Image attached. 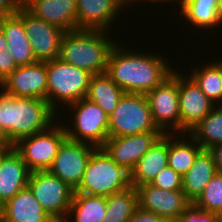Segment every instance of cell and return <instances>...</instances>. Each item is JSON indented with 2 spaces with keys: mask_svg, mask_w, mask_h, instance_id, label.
Instances as JSON below:
<instances>
[{
  "mask_svg": "<svg viewBox=\"0 0 222 222\" xmlns=\"http://www.w3.org/2000/svg\"><path fill=\"white\" fill-rule=\"evenodd\" d=\"M193 204L203 211L222 213V172H216Z\"/></svg>",
  "mask_w": 222,
  "mask_h": 222,
  "instance_id": "cell-31",
  "label": "cell"
},
{
  "mask_svg": "<svg viewBox=\"0 0 222 222\" xmlns=\"http://www.w3.org/2000/svg\"><path fill=\"white\" fill-rule=\"evenodd\" d=\"M107 33L109 32L95 29L64 32L59 58L91 75L105 73L110 53L116 45L114 40L107 37Z\"/></svg>",
  "mask_w": 222,
  "mask_h": 222,
  "instance_id": "cell-3",
  "label": "cell"
},
{
  "mask_svg": "<svg viewBox=\"0 0 222 222\" xmlns=\"http://www.w3.org/2000/svg\"><path fill=\"white\" fill-rule=\"evenodd\" d=\"M0 222H55L27 186L0 206Z\"/></svg>",
  "mask_w": 222,
  "mask_h": 222,
  "instance_id": "cell-19",
  "label": "cell"
},
{
  "mask_svg": "<svg viewBox=\"0 0 222 222\" xmlns=\"http://www.w3.org/2000/svg\"><path fill=\"white\" fill-rule=\"evenodd\" d=\"M13 148V146H4L0 145V164L2 162L3 157Z\"/></svg>",
  "mask_w": 222,
  "mask_h": 222,
  "instance_id": "cell-40",
  "label": "cell"
},
{
  "mask_svg": "<svg viewBox=\"0 0 222 222\" xmlns=\"http://www.w3.org/2000/svg\"><path fill=\"white\" fill-rule=\"evenodd\" d=\"M35 1L37 0H16L18 9H27L29 6H31Z\"/></svg>",
  "mask_w": 222,
  "mask_h": 222,
  "instance_id": "cell-38",
  "label": "cell"
},
{
  "mask_svg": "<svg viewBox=\"0 0 222 222\" xmlns=\"http://www.w3.org/2000/svg\"><path fill=\"white\" fill-rule=\"evenodd\" d=\"M217 170L208 150H202L194 160L192 167L182 176V190L193 203L204 191Z\"/></svg>",
  "mask_w": 222,
  "mask_h": 222,
  "instance_id": "cell-23",
  "label": "cell"
},
{
  "mask_svg": "<svg viewBox=\"0 0 222 222\" xmlns=\"http://www.w3.org/2000/svg\"><path fill=\"white\" fill-rule=\"evenodd\" d=\"M76 2L78 29L109 31V26L113 25L119 11L125 7L120 0H76Z\"/></svg>",
  "mask_w": 222,
  "mask_h": 222,
  "instance_id": "cell-18",
  "label": "cell"
},
{
  "mask_svg": "<svg viewBox=\"0 0 222 222\" xmlns=\"http://www.w3.org/2000/svg\"><path fill=\"white\" fill-rule=\"evenodd\" d=\"M47 62L18 66L0 83V90L14 97L47 100Z\"/></svg>",
  "mask_w": 222,
  "mask_h": 222,
  "instance_id": "cell-13",
  "label": "cell"
},
{
  "mask_svg": "<svg viewBox=\"0 0 222 222\" xmlns=\"http://www.w3.org/2000/svg\"><path fill=\"white\" fill-rule=\"evenodd\" d=\"M219 1V4L222 6V0H218Z\"/></svg>",
  "mask_w": 222,
  "mask_h": 222,
  "instance_id": "cell-44",
  "label": "cell"
},
{
  "mask_svg": "<svg viewBox=\"0 0 222 222\" xmlns=\"http://www.w3.org/2000/svg\"><path fill=\"white\" fill-rule=\"evenodd\" d=\"M124 93L105 72L91 75L86 98L96 103L109 116Z\"/></svg>",
  "mask_w": 222,
  "mask_h": 222,
  "instance_id": "cell-26",
  "label": "cell"
},
{
  "mask_svg": "<svg viewBox=\"0 0 222 222\" xmlns=\"http://www.w3.org/2000/svg\"><path fill=\"white\" fill-rule=\"evenodd\" d=\"M186 135L190 138L175 140L176 135L168 134V166L181 176L192 167L195 158L203 150L197 141L188 134Z\"/></svg>",
  "mask_w": 222,
  "mask_h": 222,
  "instance_id": "cell-27",
  "label": "cell"
},
{
  "mask_svg": "<svg viewBox=\"0 0 222 222\" xmlns=\"http://www.w3.org/2000/svg\"><path fill=\"white\" fill-rule=\"evenodd\" d=\"M164 56L140 54L117 44L113 47L106 73L125 93L147 94L169 77L173 69Z\"/></svg>",
  "mask_w": 222,
  "mask_h": 222,
  "instance_id": "cell-1",
  "label": "cell"
},
{
  "mask_svg": "<svg viewBox=\"0 0 222 222\" xmlns=\"http://www.w3.org/2000/svg\"><path fill=\"white\" fill-rule=\"evenodd\" d=\"M138 207V192L130 186L107 197V213L102 222H129Z\"/></svg>",
  "mask_w": 222,
  "mask_h": 222,
  "instance_id": "cell-30",
  "label": "cell"
},
{
  "mask_svg": "<svg viewBox=\"0 0 222 222\" xmlns=\"http://www.w3.org/2000/svg\"><path fill=\"white\" fill-rule=\"evenodd\" d=\"M136 1H142V0H136ZM146 1H147V0H146ZM148 1H152V3H153V2H154V3H156V2L159 3V2H162V1H163L162 3H164V1L167 2V3H168V1H169V2H170V1H173V2H174V0H148ZM182 1H183V0H179V1H178V2H180L179 6L181 5Z\"/></svg>",
  "mask_w": 222,
  "mask_h": 222,
  "instance_id": "cell-42",
  "label": "cell"
},
{
  "mask_svg": "<svg viewBox=\"0 0 222 222\" xmlns=\"http://www.w3.org/2000/svg\"><path fill=\"white\" fill-rule=\"evenodd\" d=\"M27 10L65 32L78 29L76 0H37Z\"/></svg>",
  "mask_w": 222,
  "mask_h": 222,
  "instance_id": "cell-21",
  "label": "cell"
},
{
  "mask_svg": "<svg viewBox=\"0 0 222 222\" xmlns=\"http://www.w3.org/2000/svg\"><path fill=\"white\" fill-rule=\"evenodd\" d=\"M31 171L12 148L0 164V206L28 186Z\"/></svg>",
  "mask_w": 222,
  "mask_h": 222,
  "instance_id": "cell-20",
  "label": "cell"
},
{
  "mask_svg": "<svg viewBox=\"0 0 222 222\" xmlns=\"http://www.w3.org/2000/svg\"><path fill=\"white\" fill-rule=\"evenodd\" d=\"M146 96L155 126L163 134H174L175 131V134L180 135L178 71L173 70L169 77Z\"/></svg>",
  "mask_w": 222,
  "mask_h": 222,
  "instance_id": "cell-10",
  "label": "cell"
},
{
  "mask_svg": "<svg viewBox=\"0 0 222 222\" xmlns=\"http://www.w3.org/2000/svg\"><path fill=\"white\" fill-rule=\"evenodd\" d=\"M109 137L160 131L153 123L146 94L124 93L108 116Z\"/></svg>",
  "mask_w": 222,
  "mask_h": 222,
  "instance_id": "cell-6",
  "label": "cell"
},
{
  "mask_svg": "<svg viewBox=\"0 0 222 222\" xmlns=\"http://www.w3.org/2000/svg\"><path fill=\"white\" fill-rule=\"evenodd\" d=\"M149 184L163 190H182V176L167 166Z\"/></svg>",
  "mask_w": 222,
  "mask_h": 222,
  "instance_id": "cell-32",
  "label": "cell"
},
{
  "mask_svg": "<svg viewBox=\"0 0 222 222\" xmlns=\"http://www.w3.org/2000/svg\"><path fill=\"white\" fill-rule=\"evenodd\" d=\"M130 186V172L118 165L102 147H97L92 152L81 183L74 192L108 197Z\"/></svg>",
  "mask_w": 222,
  "mask_h": 222,
  "instance_id": "cell-4",
  "label": "cell"
},
{
  "mask_svg": "<svg viewBox=\"0 0 222 222\" xmlns=\"http://www.w3.org/2000/svg\"><path fill=\"white\" fill-rule=\"evenodd\" d=\"M24 27L37 61L47 62L59 58L60 42L65 31L37 18L24 9Z\"/></svg>",
  "mask_w": 222,
  "mask_h": 222,
  "instance_id": "cell-16",
  "label": "cell"
},
{
  "mask_svg": "<svg viewBox=\"0 0 222 222\" xmlns=\"http://www.w3.org/2000/svg\"><path fill=\"white\" fill-rule=\"evenodd\" d=\"M191 71L189 72L191 73L189 74L190 77L205 93L206 97L215 105H222V64L219 61L211 62V64L207 62L202 69L195 67Z\"/></svg>",
  "mask_w": 222,
  "mask_h": 222,
  "instance_id": "cell-29",
  "label": "cell"
},
{
  "mask_svg": "<svg viewBox=\"0 0 222 222\" xmlns=\"http://www.w3.org/2000/svg\"><path fill=\"white\" fill-rule=\"evenodd\" d=\"M139 207L161 218L176 222L192 204L183 190H163L149 183L136 187Z\"/></svg>",
  "mask_w": 222,
  "mask_h": 222,
  "instance_id": "cell-12",
  "label": "cell"
},
{
  "mask_svg": "<svg viewBox=\"0 0 222 222\" xmlns=\"http://www.w3.org/2000/svg\"><path fill=\"white\" fill-rule=\"evenodd\" d=\"M17 64L8 50H0V83L8 77L16 68Z\"/></svg>",
  "mask_w": 222,
  "mask_h": 222,
  "instance_id": "cell-34",
  "label": "cell"
},
{
  "mask_svg": "<svg viewBox=\"0 0 222 222\" xmlns=\"http://www.w3.org/2000/svg\"><path fill=\"white\" fill-rule=\"evenodd\" d=\"M18 11L16 0H0V16L14 14Z\"/></svg>",
  "mask_w": 222,
  "mask_h": 222,
  "instance_id": "cell-37",
  "label": "cell"
},
{
  "mask_svg": "<svg viewBox=\"0 0 222 222\" xmlns=\"http://www.w3.org/2000/svg\"><path fill=\"white\" fill-rule=\"evenodd\" d=\"M96 148L94 145L67 138L48 171L75 190L81 183L87 162Z\"/></svg>",
  "mask_w": 222,
  "mask_h": 222,
  "instance_id": "cell-11",
  "label": "cell"
},
{
  "mask_svg": "<svg viewBox=\"0 0 222 222\" xmlns=\"http://www.w3.org/2000/svg\"><path fill=\"white\" fill-rule=\"evenodd\" d=\"M162 135L161 131H151L136 135L108 137L102 148L118 165L131 172L142 156Z\"/></svg>",
  "mask_w": 222,
  "mask_h": 222,
  "instance_id": "cell-15",
  "label": "cell"
},
{
  "mask_svg": "<svg viewBox=\"0 0 222 222\" xmlns=\"http://www.w3.org/2000/svg\"><path fill=\"white\" fill-rule=\"evenodd\" d=\"M176 222H221V219L219 214L203 211L192 203Z\"/></svg>",
  "mask_w": 222,
  "mask_h": 222,
  "instance_id": "cell-33",
  "label": "cell"
},
{
  "mask_svg": "<svg viewBox=\"0 0 222 222\" xmlns=\"http://www.w3.org/2000/svg\"><path fill=\"white\" fill-rule=\"evenodd\" d=\"M0 27L7 41V50L13 56L17 66L37 62L24 27V9L14 14L1 15Z\"/></svg>",
  "mask_w": 222,
  "mask_h": 222,
  "instance_id": "cell-17",
  "label": "cell"
},
{
  "mask_svg": "<svg viewBox=\"0 0 222 222\" xmlns=\"http://www.w3.org/2000/svg\"><path fill=\"white\" fill-rule=\"evenodd\" d=\"M7 49V41L5 38V35L0 27V50H6Z\"/></svg>",
  "mask_w": 222,
  "mask_h": 222,
  "instance_id": "cell-41",
  "label": "cell"
},
{
  "mask_svg": "<svg viewBox=\"0 0 222 222\" xmlns=\"http://www.w3.org/2000/svg\"><path fill=\"white\" fill-rule=\"evenodd\" d=\"M126 7H128L131 3H132V1H134V0H120Z\"/></svg>",
  "mask_w": 222,
  "mask_h": 222,
  "instance_id": "cell-43",
  "label": "cell"
},
{
  "mask_svg": "<svg viewBox=\"0 0 222 222\" xmlns=\"http://www.w3.org/2000/svg\"><path fill=\"white\" fill-rule=\"evenodd\" d=\"M180 138L200 122L216 105L190 76L178 72Z\"/></svg>",
  "mask_w": 222,
  "mask_h": 222,
  "instance_id": "cell-14",
  "label": "cell"
},
{
  "mask_svg": "<svg viewBox=\"0 0 222 222\" xmlns=\"http://www.w3.org/2000/svg\"><path fill=\"white\" fill-rule=\"evenodd\" d=\"M1 91L0 124L7 133V146H13L22 138L45 131L56 122L54 120L58 115L47 100L14 97Z\"/></svg>",
  "mask_w": 222,
  "mask_h": 222,
  "instance_id": "cell-2",
  "label": "cell"
},
{
  "mask_svg": "<svg viewBox=\"0 0 222 222\" xmlns=\"http://www.w3.org/2000/svg\"><path fill=\"white\" fill-rule=\"evenodd\" d=\"M207 150L213 158L217 172H222V144L214 145Z\"/></svg>",
  "mask_w": 222,
  "mask_h": 222,
  "instance_id": "cell-36",
  "label": "cell"
},
{
  "mask_svg": "<svg viewBox=\"0 0 222 222\" xmlns=\"http://www.w3.org/2000/svg\"><path fill=\"white\" fill-rule=\"evenodd\" d=\"M187 134L197 141L203 150L222 144V105H216Z\"/></svg>",
  "mask_w": 222,
  "mask_h": 222,
  "instance_id": "cell-28",
  "label": "cell"
},
{
  "mask_svg": "<svg viewBox=\"0 0 222 222\" xmlns=\"http://www.w3.org/2000/svg\"><path fill=\"white\" fill-rule=\"evenodd\" d=\"M47 75V101L56 113L58 103L68 106L86 98L91 78L87 71L55 58L47 61Z\"/></svg>",
  "mask_w": 222,
  "mask_h": 222,
  "instance_id": "cell-5",
  "label": "cell"
},
{
  "mask_svg": "<svg viewBox=\"0 0 222 222\" xmlns=\"http://www.w3.org/2000/svg\"><path fill=\"white\" fill-rule=\"evenodd\" d=\"M129 222H171L167 219L161 218L156 214L143 210L138 207L133 213Z\"/></svg>",
  "mask_w": 222,
  "mask_h": 222,
  "instance_id": "cell-35",
  "label": "cell"
},
{
  "mask_svg": "<svg viewBox=\"0 0 222 222\" xmlns=\"http://www.w3.org/2000/svg\"><path fill=\"white\" fill-rule=\"evenodd\" d=\"M57 123L60 122L57 121L45 131L22 138L13 145L31 172L48 170L67 139L65 127Z\"/></svg>",
  "mask_w": 222,
  "mask_h": 222,
  "instance_id": "cell-7",
  "label": "cell"
},
{
  "mask_svg": "<svg viewBox=\"0 0 222 222\" xmlns=\"http://www.w3.org/2000/svg\"><path fill=\"white\" fill-rule=\"evenodd\" d=\"M106 213L107 197L74 192L69 213L64 222H71L70 217H73L74 222H102Z\"/></svg>",
  "mask_w": 222,
  "mask_h": 222,
  "instance_id": "cell-25",
  "label": "cell"
},
{
  "mask_svg": "<svg viewBox=\"0 0 222 222\" xmlns=\"http://www.w3.org/2000/svg\"><path fill=\"white\" fill-rule=\"evenodd\" d=\"M167 166L168 134H163L131 170V186L136 188L139 185L150 183Z\"/></svg>",
  "mask_w": 222,
  "mask_h": 222,
  "instance_id": "cell-22",
  "label": "cell"
},
{
  "mask_svg": "<svg viewBox=\"0 0 222 222\" xmlns=\"http://www.w3.org/2000/svg\"><path fill=\"white\" fill-rule=\"evenodd\" d=\"M0 145L7 146V133L0 124Z\"/></svg>",
  "mask_w": 222,
  "mask_h": 222,
  "instance_id": "cell-39",
  "label": "cell"
},
{
  "mask_svg": "<svg viewBox=\"0 0 222 222\" xmlns=\"http://www.w3.org/2000/svg\"><path fill=\"white\" fill-rule=\"evenodd\" d=\"M73 110V126L65 130L67 138L84 142L95 147H102L109 137L108 115L94 102L83 98L75 103L68 105Z\"/></svg>",
  "mask_w": 222,
  "mask_h": 222,
  "instance_id": "cell-9",
  "label": "cell"
},
{
  "mask_svg": "<svg viewBox=\"0 0 222 222\" xmlns=\"http://www.w3.org/2000/svg\"><path fill=\"white\" fill-rule=\"evenodd\" d=\"M28 187L55 222L67 219L74 189L48 170L30 173Z\"/></svg>",
  "mask_w": 222,
  "mask_h": 222,
  "instance_id": "cell-8",
  "label": "cell"
},
{
  "mask_svg": "<svg viewBox=\"0 0 222 222\" xmlns=\"http://www.w3.org/2000/svg\"><path fill=\"white\" fill-rule=\"evenodd\" d=\"M181 15L189 24L208 29L222 24V6L218 0H183Z\"/></svg>",
  "mask_w": 222,
  "mask_h": 222,
  "instance_id": "cell-24",
  "label": "cell"
}]
</instances>
